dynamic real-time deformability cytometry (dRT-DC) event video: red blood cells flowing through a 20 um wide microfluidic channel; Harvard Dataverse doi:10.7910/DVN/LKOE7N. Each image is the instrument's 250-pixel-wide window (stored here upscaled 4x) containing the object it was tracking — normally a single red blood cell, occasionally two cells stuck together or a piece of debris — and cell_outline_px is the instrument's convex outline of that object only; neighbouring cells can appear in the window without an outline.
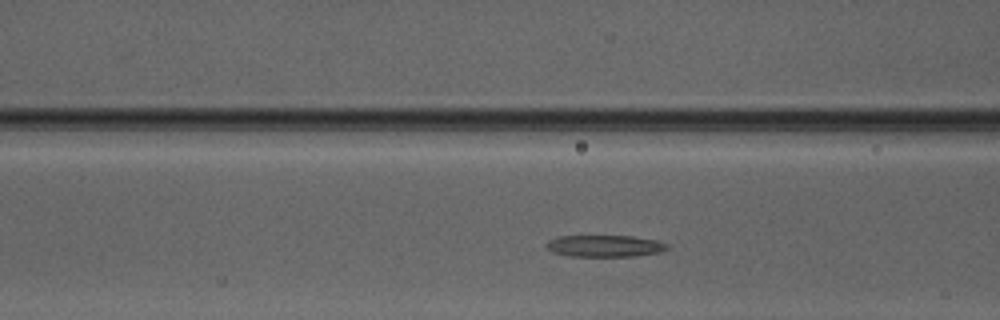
{"species": "Egyptian fruit bat (a non-hibernating species)", "species_latin": "Rousettus aegyptiacus", "temperature_condition": "warm", "stored_images_in_passage": 33, "camera_frame_rate_fps": 3000, "um_per_image_px": 0.085, "animal": {"sex": "male"}, "frame": {"image": 1, "passage_image": 9, "time_ms": 2.667, "image_size_px": [1000, 320], "cell_outline_px": [[668, 248], [660, 252], [636, 256], [568, 256], [552, 252], [544, 248], [544, 244], [548, 240], [556, 236], [632, 236], [656, 240], [668, 244]], "centroid_in_image_um": [51.33, 20.9], "position_along_channel_um": 115.3, "area_um2": 15.49}}
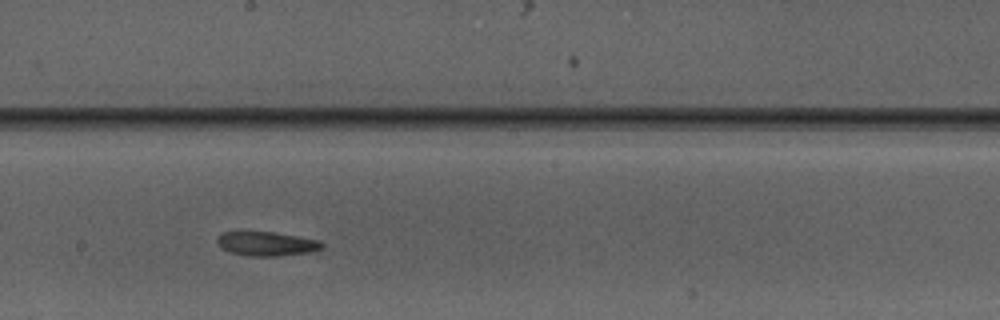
{"frame": {"image": 2, "passage_image": 17, "time_ms": 5.333, "image_size_px": [1000, 320], "cell_outline_px": [[324, 244], [320, 248], [308, 252], [276, 256], [248, 256], [232, 252], [220, 248], [216, 240], [224, 232], [276, 232], [320, 240]], "centroid_in_image_um": [22.66, 20.71], "position_along_channel_um": 225.5, "area_um2": 14.57}}
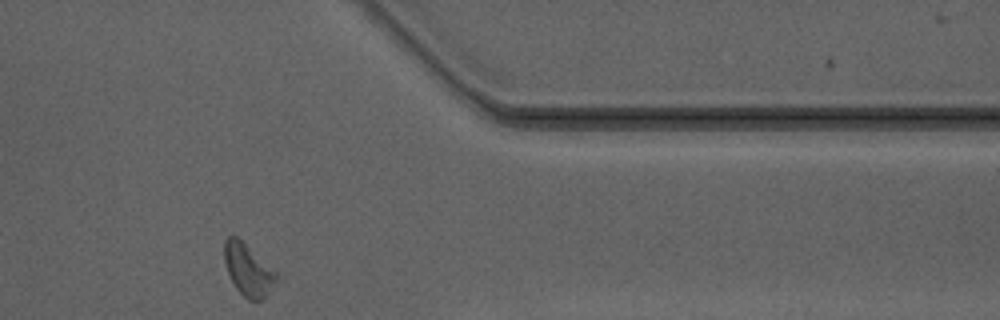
{"frame": {"image": 3, "passage_image": 30, "time_ms": 9.667, "image_size_px": [1000, 320], "cell_outline_px": [[276, 280], [264, 300], [248, 300], [236, 288], [228, 272], [224, 260], [224, 240], [228, 236], [236, 236], [276, 272]], "centroid_in_image_um": [21.06, 22.95], "position_along_channel_um": 390.3, "area_um2": 15.26}, "authors_computed_cell_mechanics": {"area_um2": 15.606, "velocity_mm_per_s": 4.1467, "shape_relaxation_time_tau1_ms": 3.6398, "shape_relaxation_time_tau2_ms": 1.6481, "deformation_change_tau1": 0.1615, "deformation_change_tau2": 0.0857}}